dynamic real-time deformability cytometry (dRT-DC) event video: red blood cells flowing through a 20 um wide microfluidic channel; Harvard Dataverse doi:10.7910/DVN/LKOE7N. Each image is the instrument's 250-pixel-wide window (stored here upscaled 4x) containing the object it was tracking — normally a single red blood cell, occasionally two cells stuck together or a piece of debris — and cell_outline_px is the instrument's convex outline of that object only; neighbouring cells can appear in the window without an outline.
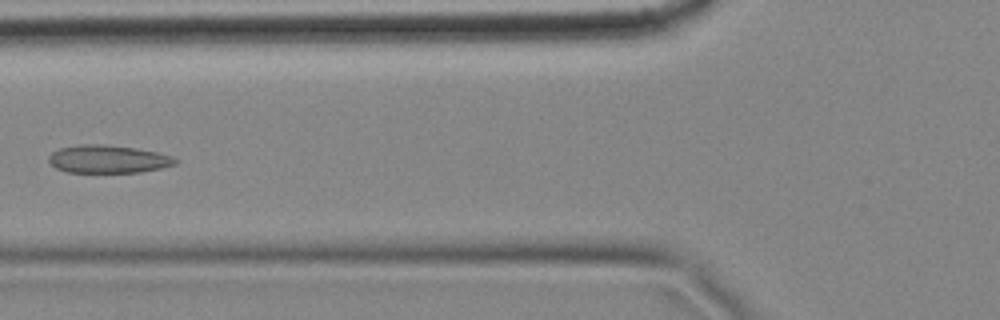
{"species": "common noctule bat (a hibernating species)", "species_latin": "Nyctalus noctula", "temperature_condition": "cold", "stored_images_in_passage": 6, "camera_frame_rate_fps": 3000, "um_per_image_px": 0.085, "animal": {"sex": "female", "body_mass_g": 18.4}, "frame": {"image": 1, "passage_image": 6, "time_ms": 1.667, "image_size_px": [1000, 320], "cell_outline_px": [[180, 160], [176, 164], [160, 168], [140, 172], [68, 172], [56, 168], [48, 160], [48, 156], [52, 152], [60, 148], [80, 144], [104, 144], [136, 148], [156, 152], [172, 156]], "centroid_in_image_um": [9.19, 13.52], "position_along_channel_um": 116.6, "area_um2": 20.58}}